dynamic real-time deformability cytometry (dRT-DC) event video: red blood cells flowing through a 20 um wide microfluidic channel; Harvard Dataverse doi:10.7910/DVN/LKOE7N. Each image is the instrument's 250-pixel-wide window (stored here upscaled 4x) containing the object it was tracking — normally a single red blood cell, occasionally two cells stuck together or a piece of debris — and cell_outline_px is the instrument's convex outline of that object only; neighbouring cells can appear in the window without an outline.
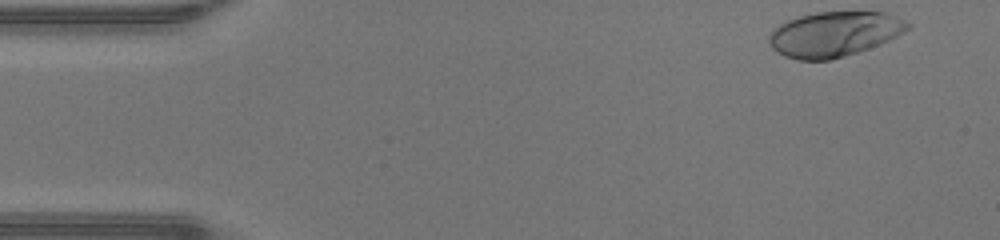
{"species": "human", "species_latin": "Homo sapiens", "temperature_condition": "warm", "stored_images_in_passage": 40, "camera_frame_rate_fps": 3000, "um_per_image_px": 0.085, "donor": {"sex": "male"}, "frame": {"image": 1, "passage_image": 1, "time_ms": 0.0, "image_size_px": [1000, 240], "cell_outline_px": [[912, 28], [880, 44], [844, 56], [828, 60], [796, 60], [784, 56], [776, 52], [772, 48], [768, 40], [772, 32], [780, 24], [788, 20], [800, 16], [816, 12], [888, 12], [912, 24]], "centroid_in_image_um": [70.93, 2.9], "position_along_channel_um": 14.1, "area_um2": 36.3}}
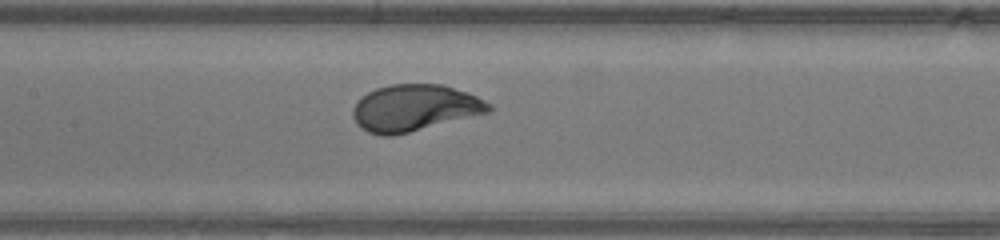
{"frame": {"image": 2, "passage_image": 20, "time_ms": 6.333, "image_size_px": [1000, 240], "cell_outline_px": [[492, 112], [392, 136], [380, 136], [368, 132], [356, 124], [352, 116], [352, 108], [368, 92], [376, 88], [392, 84], [444, 84], [468, 92], [492, 104]], "centroid_in_image_um": [35.27, 9.17], "position_along_channel_um": 172.1, "area_um2": 37.05}}
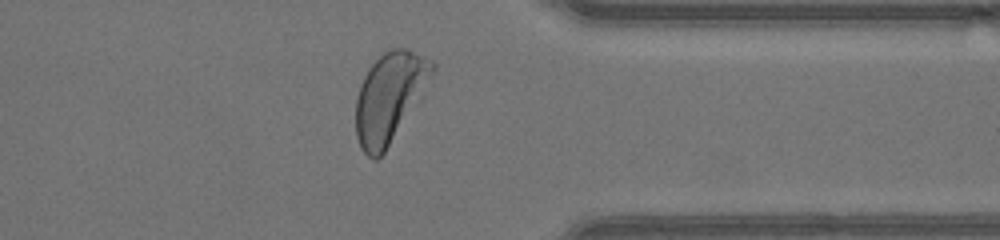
{"frame": {"image": 3, "passage_image": 35, "time_ms": 11.333, "image_size_px": [1000, 240], "cell_outline_px": [[436, 68], [424, 96], [384, 152], [376, 160], [372, 160], [360, 148], [356, 136], [356, 96], [360, 84], [368, 68], [384, 52], [392, 48], [408, 48], [436, 60]], "centroid_in_image_um": [33.17, 8.24], "position_along_channel_um": 378.2, "area_um2": 40.75}, "authors_computed_cell_mechanics": {"area_um2": 36.5296, "velocity_mm_per_s": 4.3086, "shape_relaxation_time_tau1_ms": 2.1228, "shape_relaxation_time_tau2_ms": null, "deformation_change_tau1": 0.1751, "deformation_change_tau2": null}}